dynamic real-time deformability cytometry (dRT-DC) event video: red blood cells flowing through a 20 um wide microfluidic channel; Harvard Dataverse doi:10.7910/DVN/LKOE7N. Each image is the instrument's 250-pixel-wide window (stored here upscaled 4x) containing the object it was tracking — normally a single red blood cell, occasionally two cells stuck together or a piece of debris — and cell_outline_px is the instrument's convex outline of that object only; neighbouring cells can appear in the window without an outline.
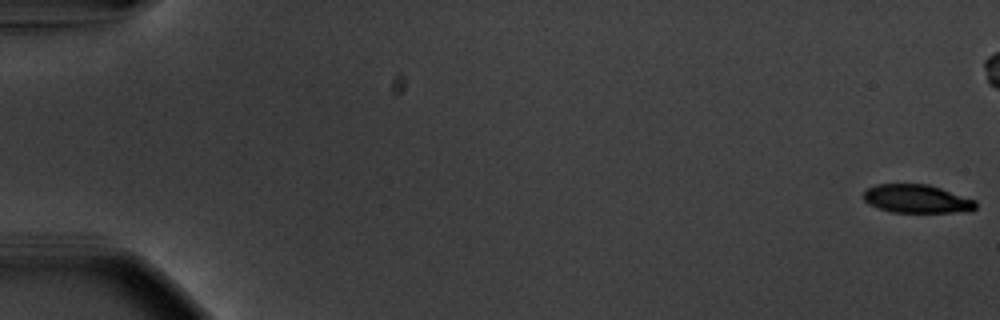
{"species": "common noctule bat (a hibernating species)", "species_latin": "Nyctalus noctula", "temperature_condition": "warm", "stored_images_in_passage": 57, "camera_frame_rate_fps": 3000, "um_per_image_px": 0.085, "animal": {"sex": "male", "body_mass_g": 20.1, "forearm_length_mm": 53.5}, "frame": {"image": 1, "passage_image": 1, "time_ms": 0.0, "image_size_px": [1000, 320], "cell_outline_px": [[976, 208], [968, 212], [892, 212], [868, 204], [864, 200], [864, 192], [868, 188], [876, 184], [928, 184], [976, 200]], "centroid_in_image_um": [77.94, 16.9], "position_along_channel_um": 7.1, "area_um2": 18.5}}
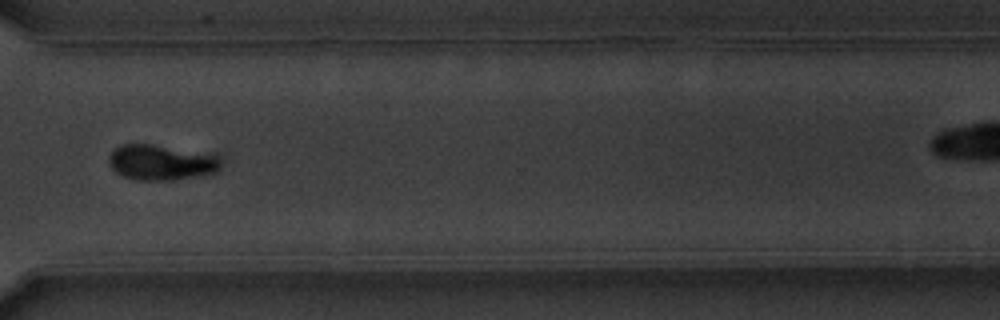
{"frame": {"image": 2, "passage_image": 43, "time_ms": 14.0, "image_size_px": [1000, 320], "cell_outline_px": [[220, 164], [216, 168], [208, 172], [168, 180], [136, 180], [124, 176], [116, 172], [108, 164], [108, 156], [120, 144], [152, 144], [208, 156], [216, 160]], "centroid_in_image_um": [13.43, 13.81], "position_along_channel_um": 357.2, "area_um2": 21.5}}
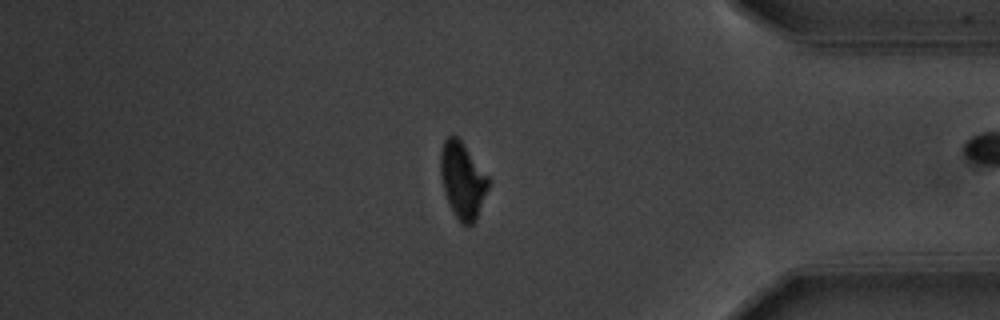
{"frame": {"image": 3, "passage_image": 48, "time_ms": 15.667, "image_size_px": [1000, 320], "cell_outline_px": [[488, 188], [476, 220], [472, 224], [464, 224], [452, 212], [444, 188], [440, 172], [440, 152], [444, 140], [452, 132], [460, 140], [488, 176]], "centroid_in_image_um": [39.3, 15.29], "position_along_channel_um": 395.9, "area_um2": 20.81}, "authors_computed_cell_mechanics": {"area_um2": 21.3282, "velocity_mm_per_s": 3.7103, "shape_relaxation_time_tau1_ms": 2.4681, "shape_relaxation_time_tau2_ms": 6.3693, "deformation_change_tau1": 0.1561, "deformation_change_tau2": 0.1098}}